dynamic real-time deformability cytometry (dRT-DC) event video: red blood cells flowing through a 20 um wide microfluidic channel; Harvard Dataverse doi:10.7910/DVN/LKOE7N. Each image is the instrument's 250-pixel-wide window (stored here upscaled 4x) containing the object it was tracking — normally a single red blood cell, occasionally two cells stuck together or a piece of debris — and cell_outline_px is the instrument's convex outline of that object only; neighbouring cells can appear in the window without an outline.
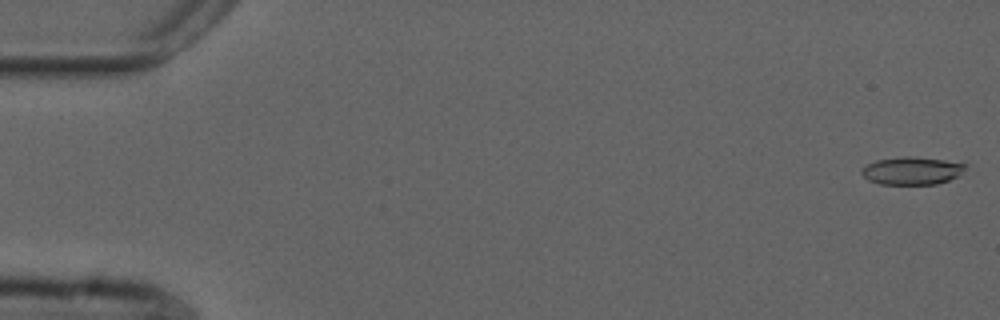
{"species": "common noctule bat (a hibernating species)", "species_latin": "Nyctalus noctula", "temperature_condition": "cold", "stored_images_in_passage": 54, "camera_frame_rate_fps": 3000, "um_per_image_px": 0.085, "animal": {"sex": "male", "forearm_length_mm": 52.5}, "frame": {"image": 1, "passage_image": 1, "time_ms": 0.0, "image_size_px": [1000, 320], "cell_outline_px": [[968, 164], [956, 176], [948, 180], [936, 184], [880, 184], [868, 180], [860, 172], [868, 164], [876, 160], [904, 156], [908, 156], [944, 160]], "centroid_in_image_um": [77.48, 14.51], "position_along_channel_um": 7.5, "area_um2": 16.47}}
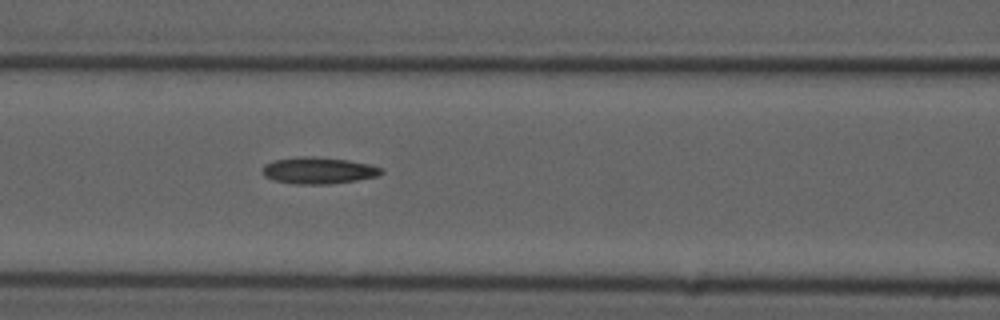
{"frame": {"image": 2, "passage_image": 23, "time_ms": 7.333, "image_size_px": [1000, 320], "cell_outline_px": [[384, 172], [376, 176], [356, 180], [328, 184], [296, 184], [276, 180], [264, 176], [264, 164], [276, 160], [300, 156], [312, 156], [348, 160], [368, 164], [384, 168]], "centroid_in_image_um": [27.1, 14.48], "position_along_channel_um": 139.5, "area_um2": 18.21}}
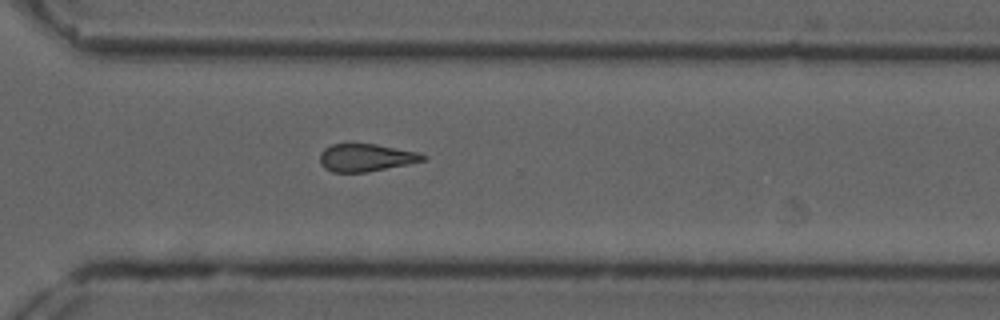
{"frame": {"image": 3, "passage_image": 39, "time_ms": 12.667, "image_size_px": [1000, 320], "cell_outline_px": [[428, 156], [424, 160], [408, 164], [368, 172], [332, 172], [324, 168], [320, 164], [320, 152], [324, 148], [332, 144], [348, 140], [376, 144], [420, 152]], "centroid_in_image_um": [31.06, 13.35], "position_along_channel_um": 339.5, "area_um2": 17.34}}